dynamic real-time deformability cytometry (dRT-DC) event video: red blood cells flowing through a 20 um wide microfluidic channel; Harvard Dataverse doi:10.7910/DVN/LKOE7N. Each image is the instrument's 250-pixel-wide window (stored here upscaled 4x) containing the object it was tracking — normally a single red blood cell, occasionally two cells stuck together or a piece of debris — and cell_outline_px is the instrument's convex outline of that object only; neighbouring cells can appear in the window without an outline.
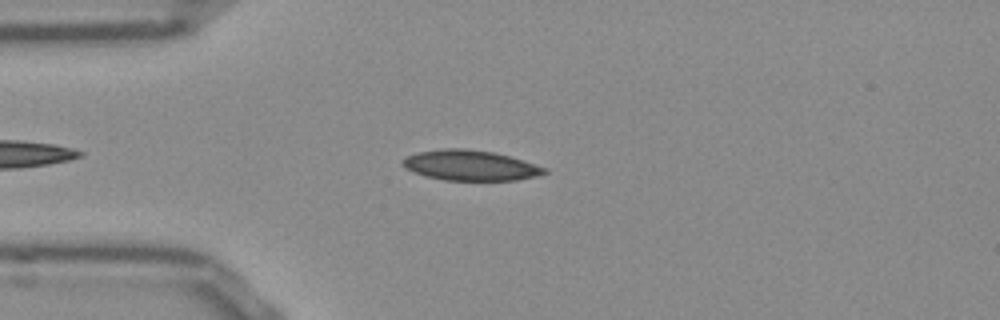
{"species": "Egyptian fruit bat (a non-hibernating species)", "species_latin": "Rousettus aegyptiacus", "temperature_condition": "room temperature", "stored_images_in_passage": 47, "camera_frame_rate_fps": 3000, "um_per_image_px": 0.085, "frame": {"image": 1, "passage_image": 8, "time_ms": 2.333, "image_size_px": [1000, 320], "cell_outline_px": [[548, 172], [536, 176], [516, 180], [444, 180], [424, 176], [412, 172], [404, 168], [400, 164], [400, 160], [404, 156], [416, 152], [444, 148], [464, 148], [492, 152], [508, 156], [548, 168]], "centroid_in_image_um": [39.89, 14.05], "position_along_channel_um": 45.1, "area_um2": 25.26}}
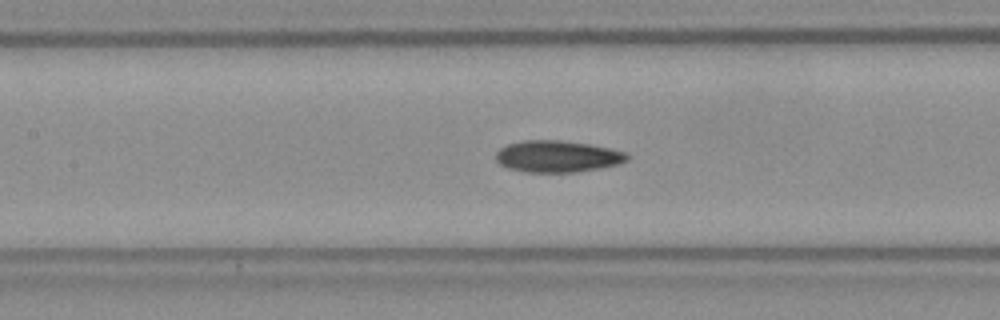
{"frame": {"image": 2, "passage_image": 18, "time_ms": 5.667, "image_size_px": [1000, 320], "cell_outline_px": [[628, 160], [616, 164], [576, 172], [524, 172], [508, 168], [500, 164], [496, 160], [496, 152], [500, 148], [508, 144], [524, 140], [560, 140], [588, 144], [612, 148], [628, 152]], "centroid_in_image_um": [47.37, 13.28], "position_along_channel_um": 160.0, "area_um2": 24.16}}
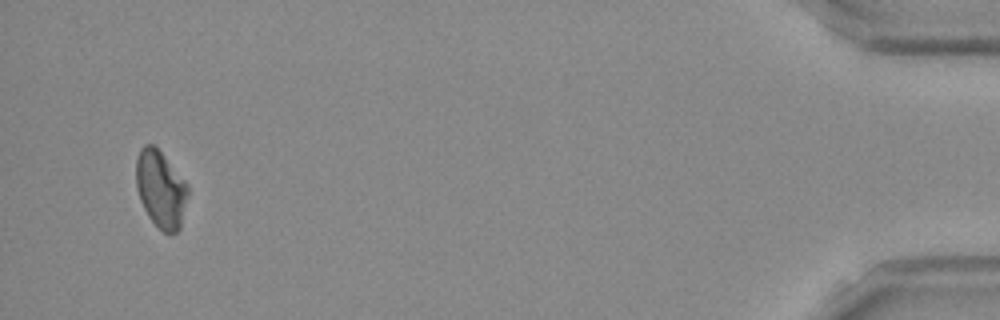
{"frame": {"image": 3, "passage_image": 45, "time_ms": 14.667, "image_size_px": [1000, 320], "cell_outline_px": [[188, 196], [180, 228], [176, 232], [164, 232], [148, 216], [140, 200], [136, 184], [136, 160], [140, 148], [144, 144], [152, 144], [160, 152], [188, 184]], "centroid_in_image_um": [13.66, 16.07], "position_along_channel_um": 421.5, "area_um2": 22.95}, "authors_computed_cell_mechanics": {"area_um2": 24.0448, "velocity_mm_per_s": 3.8626, "shape_relaxation_time_tau1_ms": 5.5861, "shape_relaxation_time_tau2_ms": null, "deformation_change_tau1": 0.1299, "deformation_change_tau2": null}}